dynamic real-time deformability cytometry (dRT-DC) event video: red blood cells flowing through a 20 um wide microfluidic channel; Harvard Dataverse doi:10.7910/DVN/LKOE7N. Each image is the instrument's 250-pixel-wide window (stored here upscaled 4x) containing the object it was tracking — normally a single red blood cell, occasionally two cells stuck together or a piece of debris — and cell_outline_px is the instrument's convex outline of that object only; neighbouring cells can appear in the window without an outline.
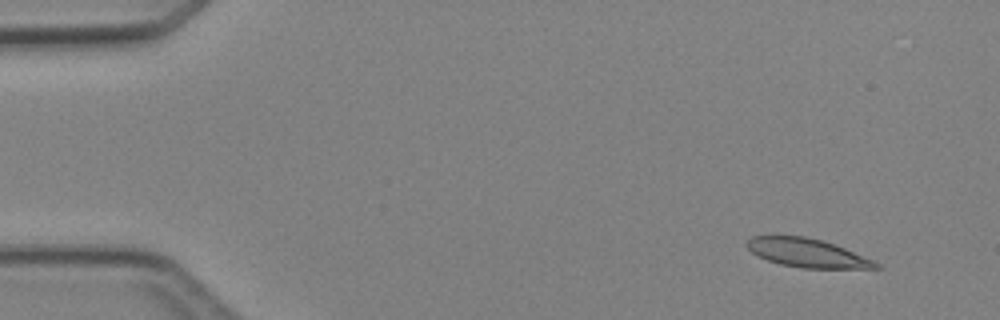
{"species": "Egyptian fruit bat (a non-hibernating species)", "species_latin": "Rousettus aegyptiacus", "temperature_condition": "cold", "stored_images_in_passage": 5, "camera_frame_rate_fps": 3000, "um_per_image_px": 0.085, "animal": {"sex": "female"}, "frame": {"image": 1, "passage_image": 1, "time_ms": 0.0, "image_size_px": [1000, 320], "cell_outline_px": [[884, 268], [800, 268], [780, 264], [768, 260], [752, 252], [744, 244], [752, 236], [804, 236], [820, 240], [844, 248], [872, 260], [880, 264]], "centroid_in_image_um": [68.59, 21.5], "position_along_channel_um": 16.4, "area_um2": 21.15}}
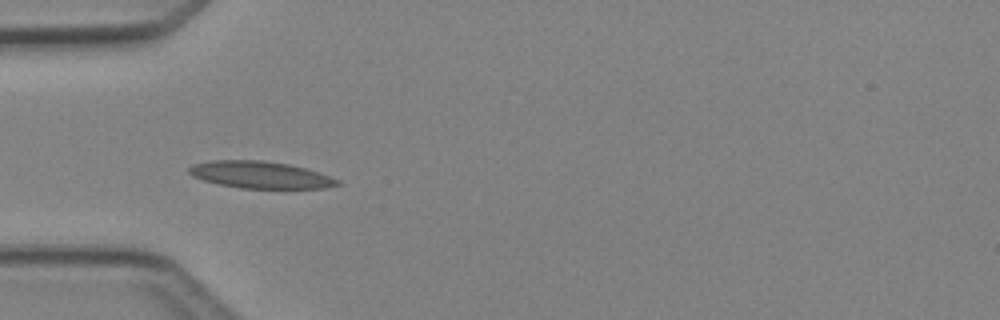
{"frame": {"image": 2, "passage_image": 4, "time_ms": 3.667, "image_size_px": [1000, 320], "cell_outline_px": [[344, 184], [328, 188], [240, 188], [220, 184], [204, 180], [192, 176], [188, 172], [188, 168], [192, 164], [212, 160], [264, 160], [288, 164], [304, 168], [340, 180]], "centroid_in_image_um": [22.13, 14.86], "position_along_channel_um": 62.9, "area_um2": 23.29}}
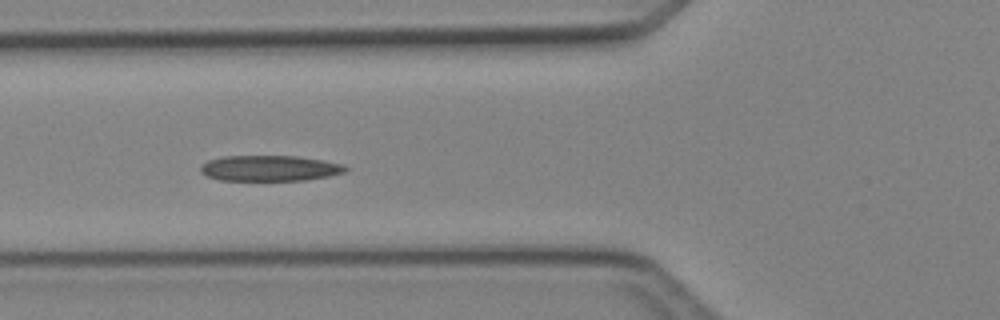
{"frame": {"image": 3, "passage_image": 5, "time_ms": 4.667, "image_size_px": [1000, 320], "cell_outline_px": [[348, 168], [344, 172], [328, 176], [304, 180], [220, 180], [208, 176], [200, 172], [200, 164], [208, 160], [224, 156], [296, 156], [344, 164]], "centroid_in_image_um": [22.89, 14.29], "position_along_channel_um": 102.9, "area_um2": 21.56}}